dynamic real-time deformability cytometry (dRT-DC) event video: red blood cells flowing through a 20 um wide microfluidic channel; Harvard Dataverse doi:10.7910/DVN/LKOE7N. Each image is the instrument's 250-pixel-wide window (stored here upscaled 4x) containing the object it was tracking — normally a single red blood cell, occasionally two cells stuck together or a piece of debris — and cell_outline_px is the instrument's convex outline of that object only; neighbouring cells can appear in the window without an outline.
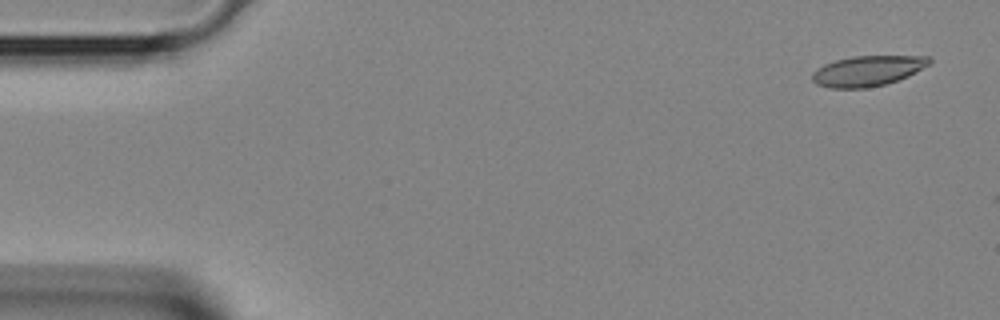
{"species": "Egyptian fruit bat (a non-hibernating species)", "species_latin": "Rousettus aegyptiacus", "temperature_condition": "room temperature", "stored_images_in_passage": 5, "camera_frame_rate_fps": 3000, "um_per_image_px": 0.085, "animal": {"sex": "female"}, "frame": {"image": 1, "passage_image": 1, "time_ms": 0.0, "image_size_px": [1000, 320], "cell_outline_px": [[932, 60], [928, 64], [908, 76], [884, 84], [868, 88], [828, 88], [816, 84], [812, 80], [812, 72], [816, 68], [824, 64], [836, 60], [852, 56], [928, 56]], "centroid_in_image_um": [73.69, 6.03], "position_along_channel_um": 11.3, "area_um2": 20.63}}
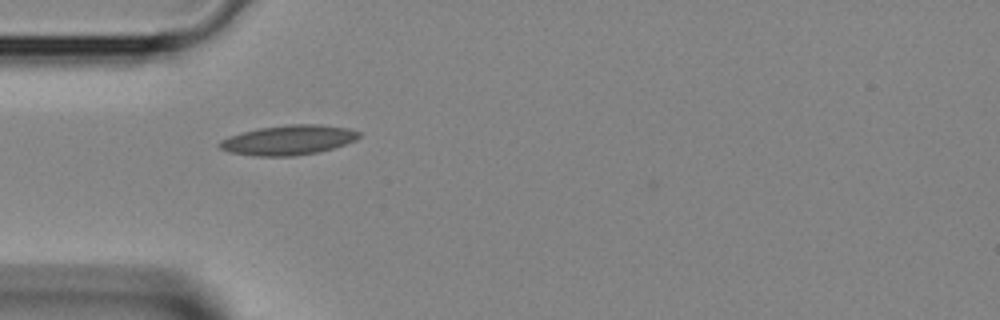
{"frame": {"image": 2, "passage_image": 4, "time_ms": 1.0, "image_size_px": [1000, 320], "cell_outline_px": [[360, 136], [356, 140], [332, 148], [316, 152], [292, 156], [256, 156], [228, 152], [220, 148], [216, 144], [220, 140], [228, 136], [260, 128], [288, 124], [320, 124], [348, 128], [360, 132]], "centroid_in_image_um": [24.49, 11.9], "position_along_channel_um": 60.5, "area_um2": 24.1}}
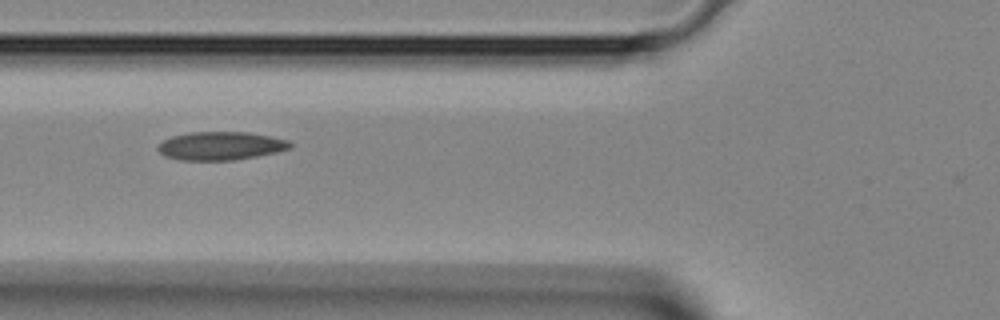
{"frame": {"image": 3, "passage_image": 5, "time_ms": 1.333, "image_size_px": [1000, 320], "cell_outline_px": [[292, 148], [276, 152], [256, 156], [232, 160], [180, 160], [164, 156], [156, 148], [164, 140], [172, 136], [188, 132], [248, 132], [288, 140], [292, 144]], "centroid_in_image_um": [18.74, 12.4], "position_along_channel_um": 107.1, "area_um2": 21.73}}